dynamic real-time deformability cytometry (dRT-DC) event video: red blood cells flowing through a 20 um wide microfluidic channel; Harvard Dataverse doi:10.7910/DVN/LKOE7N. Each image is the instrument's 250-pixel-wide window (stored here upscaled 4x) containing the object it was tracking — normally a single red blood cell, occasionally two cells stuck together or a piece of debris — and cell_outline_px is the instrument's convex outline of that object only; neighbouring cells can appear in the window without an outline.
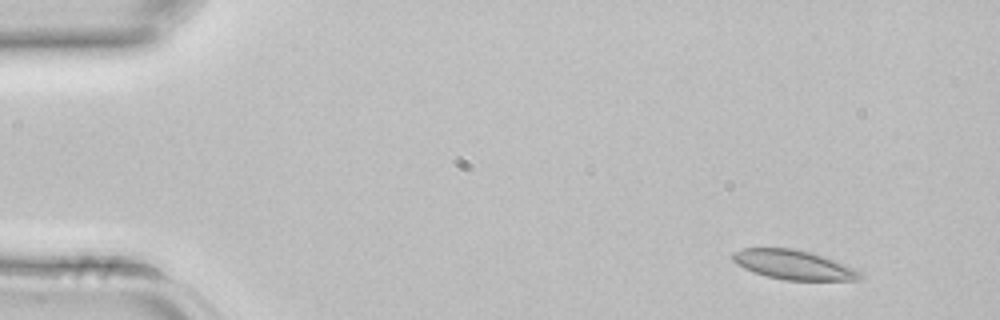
{"species": "common noctule bat (a hibernating species)", "species_latin": "Nyctalus noctula", "temperature_condition": "room temperature", "stored_images_in_passage": 3, "camera_frame_rate_fps": 3000, "um_per_image_px": 0.085, "animal": {"sex": "female", "body_mass_g": 22.7, "forearm_length_mm": 54.2}, "frame": {"image": 1, "passage_image": 1, "time_ms": 0.0, "image_size_px": [1000, 320], "cell_outline_px": [[868, 276], [860, 280], [784, 280], [768, 276], [744, 268], [736, 264], [732, 260], [732, 252], [744, 248], [792, 248], [808, 252], [832, 260], [864, 272]], "centroid_in_image_um": [67.49, 22.52], "position_along_channel_um": 17.5, "area_um2": 21.68}}